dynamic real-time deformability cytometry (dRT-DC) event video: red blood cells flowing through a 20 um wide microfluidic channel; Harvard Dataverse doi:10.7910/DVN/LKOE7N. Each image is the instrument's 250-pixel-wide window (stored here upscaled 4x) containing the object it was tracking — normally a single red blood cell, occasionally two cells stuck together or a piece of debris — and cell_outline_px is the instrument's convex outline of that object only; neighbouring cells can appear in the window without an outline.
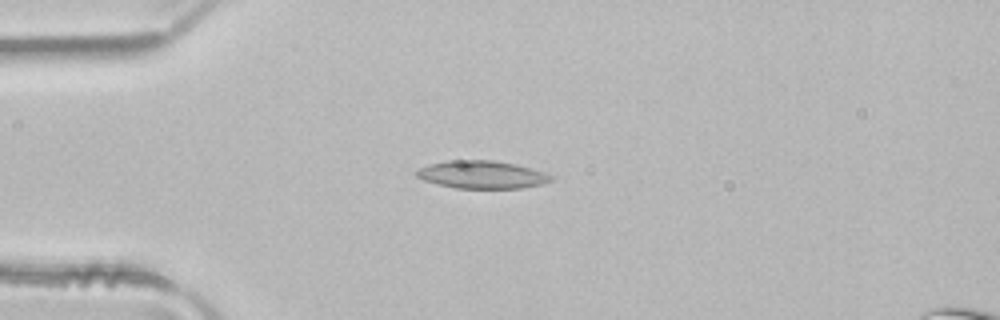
{"species": "common noctule bat (a hibernating species)", "species_latin": "Nyctalus noctula", "temperature_condition": "room temperature", "stored_images_in_passage": 3, "camera_frame_rate_fps": 3000, "um_per_image_px": 0.085, "animal": {"sex": "male", "body_mass_g": 21.5, "forearm_length_mm": 52.0}, "frame": {"image": 1, "passage_image": 1, "time_ms": 0.0, "image_size_px": [1000, 320], "cell_outline_px": [[552, 180], [540, 184], [520, 188], [456, 188], [424, 180], [416, 176], [412, 172], [428, 164], [448, 160], [492, 160], [516, 164], [532, 168], [544, 172], [552, 176]], "centroid_in_image_um": [40.93, 14.83], "position_along_channel_um": 44.1, "area_um2": 21.68}}
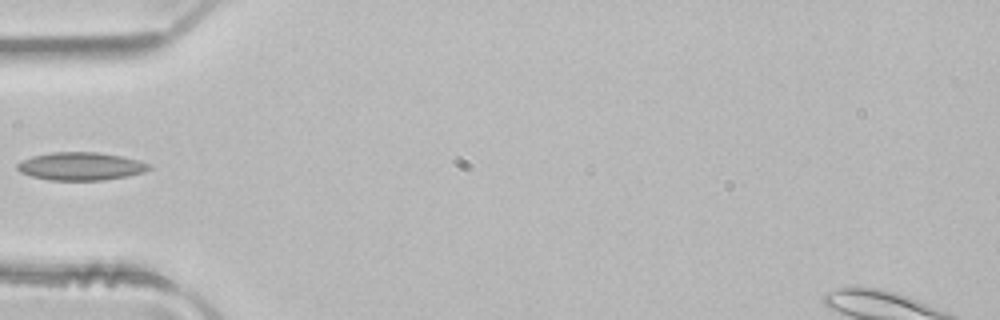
{"frame": {"image": 2, "passage_image": 2, "time_ms": 0.333, "image_size_px": [1000, 320], "cell_outline_px": [[152, 168], [144, 172], [128, 176], [104, 180], [48, 180], [32, 176], [20, 172], [16, 168], [16, 164], [32, 156], [52, 152], [100, 152], [120, 156], [136, 160], [148, 164]], "centroid_in_image_um": [6.85, 14.13], "position_along_channel_um": 78.2, "area_um2": 21.39}}
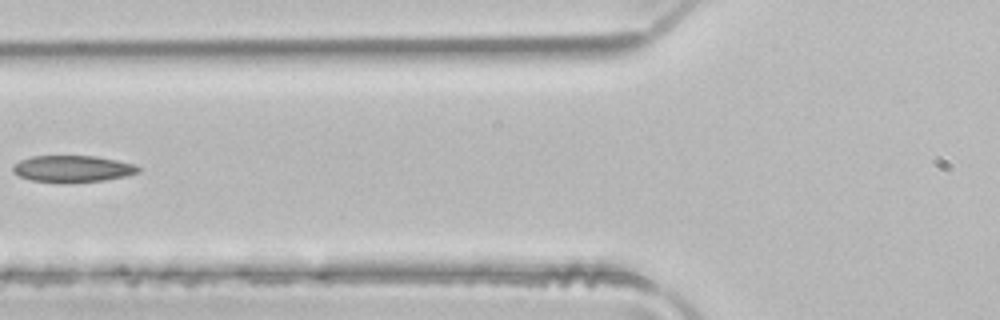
{"frame": {"image": 3, "passage_image": 3, "time_ms": 0.667, "image_size_px": [1000, 320], "cell_outline_px": [[140, 172], [124, 176], [104, 180], [32, 180], [20, 176], [12, 172], [12, 168], [20, 160], [32, 156], [96, 156], [116, 160], [132, 164], [140, 168]], "centroid_in_image_um": [6.17, 14.3], "position_along_channel_um": 119.6, "area_um2": 18.5}}